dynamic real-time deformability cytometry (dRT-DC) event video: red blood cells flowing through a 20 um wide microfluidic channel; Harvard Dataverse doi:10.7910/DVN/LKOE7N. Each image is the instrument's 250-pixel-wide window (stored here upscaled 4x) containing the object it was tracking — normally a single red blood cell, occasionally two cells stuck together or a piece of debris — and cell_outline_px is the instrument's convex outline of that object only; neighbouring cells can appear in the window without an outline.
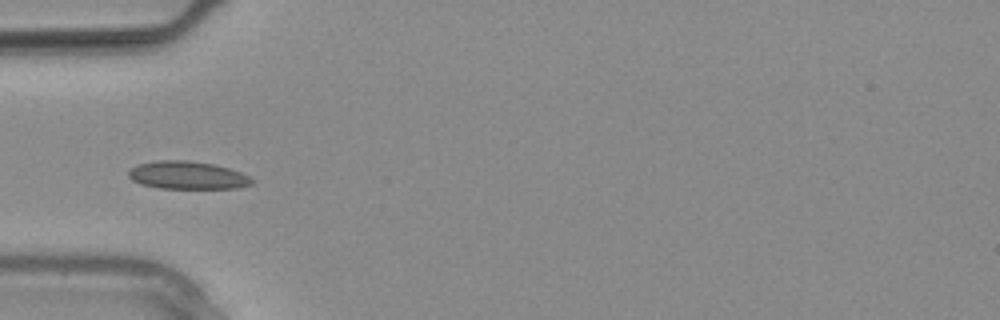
{"species": "common noctule bat (a hibernating species)", "species_latin": "Nyctalus noctula", "temperature_condition": "warm", "stored_images_in_passage": 12, "camera_frame_rate_fps": 3000, "um_per_image_px": 0.085, "animal": {"sex": "male", "body_mass_g": 20.4}, "frame": {"image": 1, "passage_image": 9, "time_ms": 2.667, "image_size_px": [1000, 320], "cell_outline_px": [[256, 180], [252, 184], [236, 188], [160, 188], [140, 184], [132, 180], [128, 176], [128, 172], [132, 168], [140, 164], [156, 160], [188, 160], [212, 164], [228, 168], [240, 172]], "centroid_in_image_um": [15.94, 14.9], "position_along_channel_um": 69.1, "area_um2": 19.94}}